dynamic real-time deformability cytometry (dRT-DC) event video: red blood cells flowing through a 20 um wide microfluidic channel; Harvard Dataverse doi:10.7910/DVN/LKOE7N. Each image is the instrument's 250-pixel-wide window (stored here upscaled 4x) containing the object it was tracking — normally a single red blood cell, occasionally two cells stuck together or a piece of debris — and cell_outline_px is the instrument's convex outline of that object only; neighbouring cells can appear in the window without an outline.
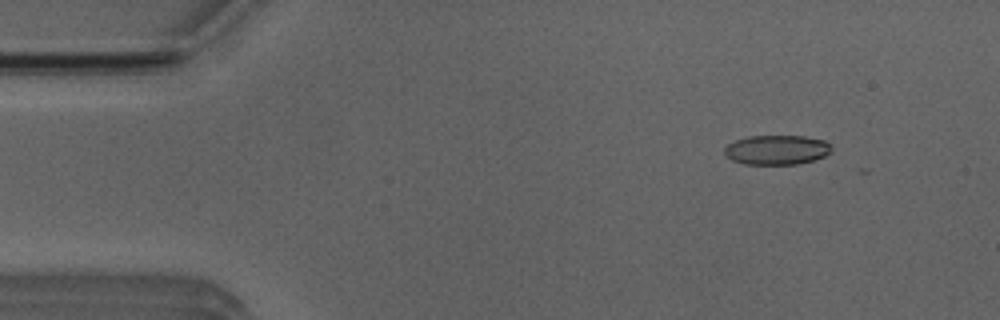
{"species": "Egyptian fruit bat (a non-hibernating species)", "species_latin": "Rousettus aegyptiacus", "temperature_condition": "room temperature", "stored_images_in_passage": 11, "camera_frame_rate_fps": 3000, "um_per_image_px": 0.085, "animal": {"sex": "male"}, "frame": {"image": 1, "passage_image": 2, "time_ms": 0.333, "image_size_px": [1000, 320], "cell_outline_px": [[828, 144], [824, 152], [820, 156], [808, 160], [784, 164], [764, 164], [768, 136], [792, 136], [816, 140]], "centroid_in_image_um": [67.34, 12.72], "position_along_channel_um": 17.7, "area_um2": 10.06}}